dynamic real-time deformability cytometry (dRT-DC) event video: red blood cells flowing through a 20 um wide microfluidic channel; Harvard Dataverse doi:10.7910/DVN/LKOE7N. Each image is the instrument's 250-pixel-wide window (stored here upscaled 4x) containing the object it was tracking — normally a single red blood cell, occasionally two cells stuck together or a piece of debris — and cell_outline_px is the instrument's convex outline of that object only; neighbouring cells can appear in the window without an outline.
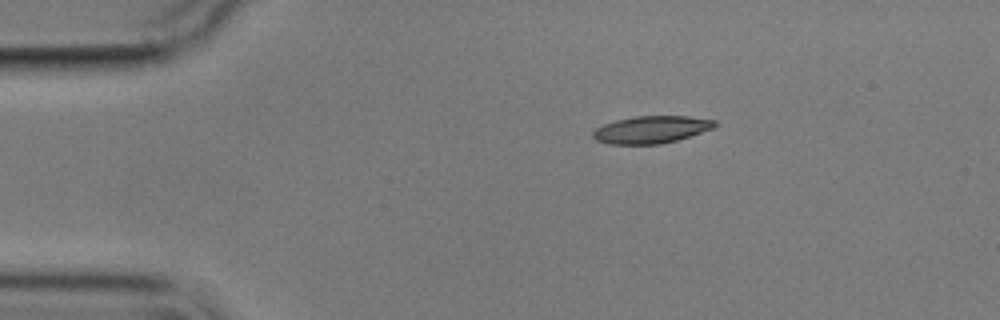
{"species": "common noctule bat (a hibernating species)", "species_latin": "Nyctalus noctula", "temperature_condition": "cold", "stored_images_in_passage": 6, "camera_frame_rate_fps": 3000, "um_per_image_px": 0.085, "animal": {"sex": "male", "body_mass_g": 17.9}, "frame": {"image": 1, "passage_image": 1, "time_ms": 0.0, "image_size_px": [1000, 320], "cell_outline_px": [[716, 128], [676, 140], [660, 144], [608, 144], [596, 140], [592, 136], [592, 132], [596, 128], [604, 124], [616, 120], [636, 116], [688, 116], [716, 120]], "centroid_in_image_um": [55.37, 11.01], "position_along_channel_um": 29.6, "area_um2": 19.42}}
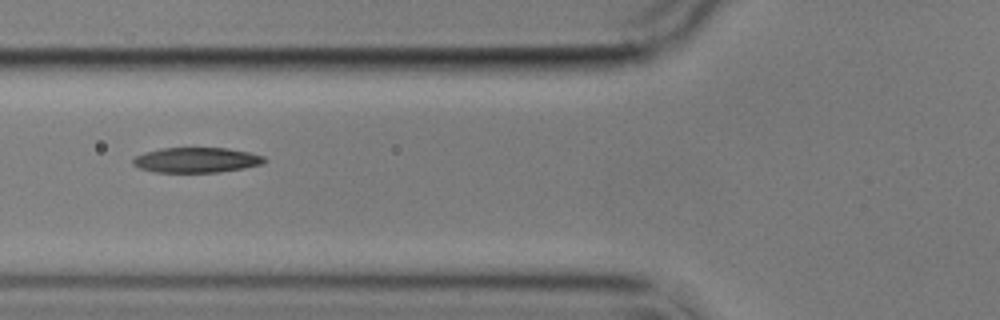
{"frame": {"image": 2, "passage_image": 4, "time_ms": 3.667, "image_size_px": [1000, 320], "cell_outline_px": [[268, 160], [264, 164], [244, 168], [220, 172], [156, 172], [140, 168], [132, 164], [132, 160], [136, 156], [144, 152], [160, 148], [228, 148], [248, 152], [264, 156]], "centroid_in_image_um": [16.72, 13.6], "position_along_channel_um": 109.1, "area_um2": 19.36}}
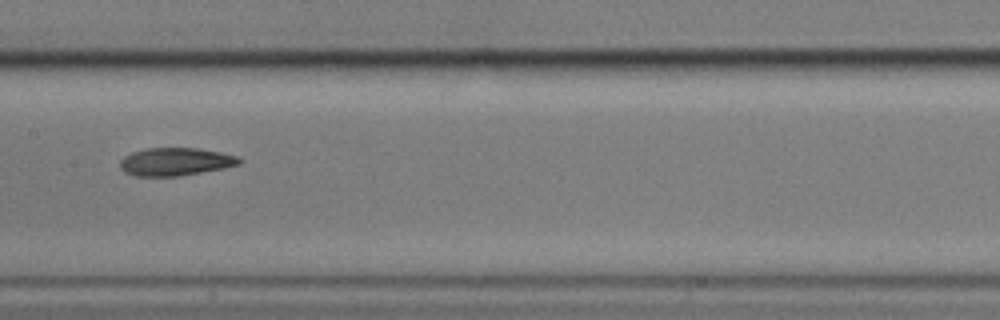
{"frame": {"image": 3, "passage_image": 6, "time_ms": 6.0, "image_size_px": [1000, 320], "cell_outline_px": [[240, 164], [224, 168], [176, 176], [136, 176], [124, 172], [120, 168], [120, 160], [124, 156], [132, 152], [144, 148], [196, 148], [220, 152], [236, 156], [240, 160]], "centroid_in_image_um": [14.86, 13.74], "position_along_channel_um": 192.5, "area_um2": 19.25}}